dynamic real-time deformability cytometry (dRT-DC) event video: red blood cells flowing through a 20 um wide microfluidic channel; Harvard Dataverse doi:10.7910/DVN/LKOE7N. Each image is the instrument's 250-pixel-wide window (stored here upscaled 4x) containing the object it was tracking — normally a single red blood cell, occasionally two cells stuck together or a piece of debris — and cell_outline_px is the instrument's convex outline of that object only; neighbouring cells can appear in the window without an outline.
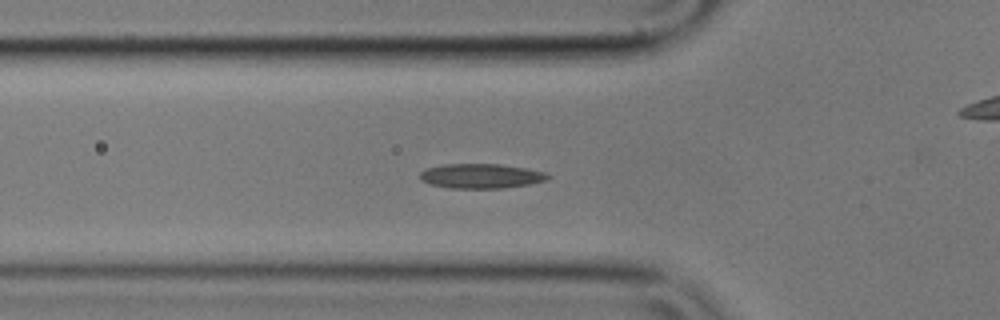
{"species": "common noctule bat (a hibernating species)", "species_latin": "Nyctalus noctula", "temperature_condition": "cold", "stored_images_in_passage": 41, "camera_frame_rate_fps": 3000, "um_per_image_px": 0.085, "animal": {"sex": "male", "body_mass_g": 17.9}, "frame": {"image": 1, "passage_image": 2, "time_ms": 0.333, "image_size_px": [1000, 320], "cell_outline_px": [[552, 176], [548, 180], [528, 184], [504, 188], [448, 188], [428, 184], [420, 180], [420, 172], [424, 168], [440, 164], [500, 164], [528, 168], [544, 172]], "centroid_in_image_um": [40.85, 14.96], "position_along_channel_um": 84.9, "area_um2": 18.67}}
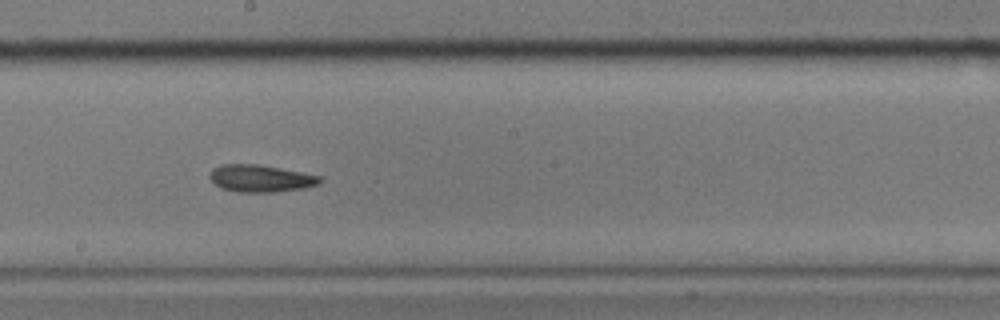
{"frame": {"image": 2, "passage_image": 14, "time_ms": 4.333, "image_size_px": [1000, 320], "cell_outline_px": [[324, 180], [320, 184], [304, 188], [272, 192], [236, 192], [220, 188], [208, 176], [212, 168], [220, 164], [260, 164], [320, 176]], "centroid_in_image_um": [22.14, 15.16], "position_along_channel_um": 226.1, "area_um2": 17.57}}
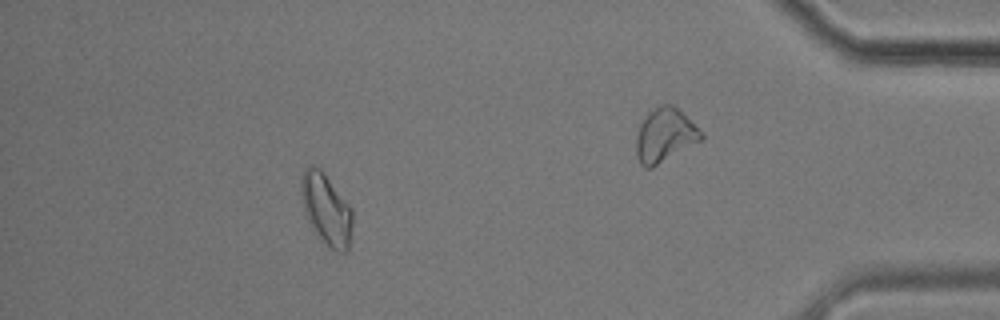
{"frame": {"image": 3, "passage_image": 34, "time_ms": 11.0, "image_size_px": [1000, 320], "cell_outline_px": [[352, 228], [348, 252], [336, 252], [324, 244], [316, 236], [304, 212], [300, 192], [300, 176], [304, 168], [308, 164], [312, 164], [320, 168], [324, 172], [352, 208]], "centroid_in_image_um": [27.71, 17.78], "position_along_channel_um": 407.5, "area_um2": 21.96}}